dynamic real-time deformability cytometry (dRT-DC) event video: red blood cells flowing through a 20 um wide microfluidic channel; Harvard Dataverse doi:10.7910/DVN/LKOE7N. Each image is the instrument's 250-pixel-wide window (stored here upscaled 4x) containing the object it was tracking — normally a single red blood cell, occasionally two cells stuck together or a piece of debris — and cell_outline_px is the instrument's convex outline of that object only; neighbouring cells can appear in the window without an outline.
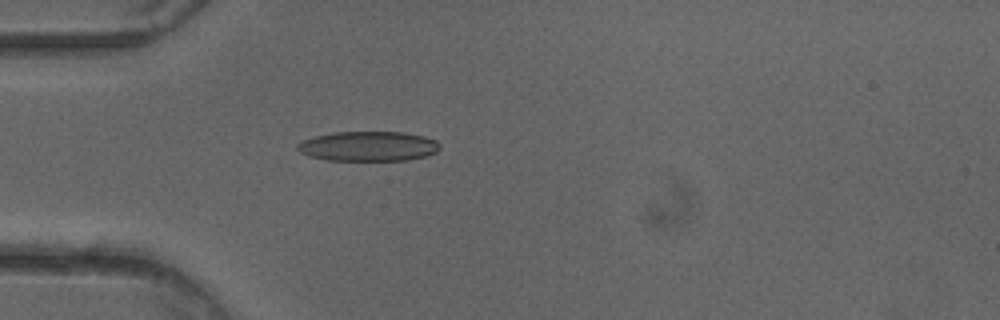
{"species": "common noctule bat (a hibernating species)", "species_latin": "Nyctalus noctula", "temperature_condition": "cold", "stored_images_in_passage": 51, "camera_frame_rate_fps": 3000, "um_per_image_px": 0.085, "animal": {"sex": "female"}, "frame": {"image": 1, "passage_image": 15, "time_ms": 4.667, "image_size_px": [1000, 320], "cell_outline_px": [[440, 148], [436, 152], [424, 156], [408, 160], [328, 160], [308, 156], [300, 152], [296, 148], [296, 144], [300, 140], [312, 136], [332, 132], [404, 132], [424, 136], [436, 140], [440, 144]], "centroid_in_image_um": [31.26, 12.42], "position_along_channel_um": 53.7, "area_um2": 24.97}}
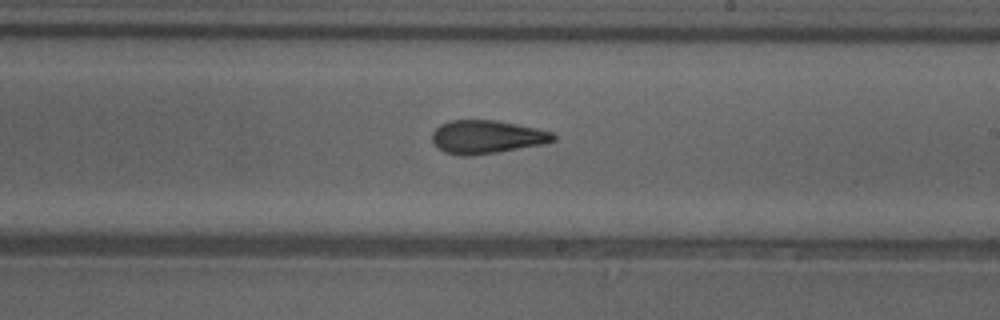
{"frame": {"image": 2, "passage_image": 30, "time_ms": 9.667, "image_size_px": [1000, 320], "cell_outline_px": [[556, 140], [544, 144], [496, 152], [468, 156], [460, 156], [444, 152], [432, 140], [432, 132], [440, 124], [452, 120], [496, 120], [536, 128], [552, 132], [556, 136]], "centroid_in_image_um": [41.38, 11.63], "position_along_channel_um": 247.6, "area_um2": 23.41}}
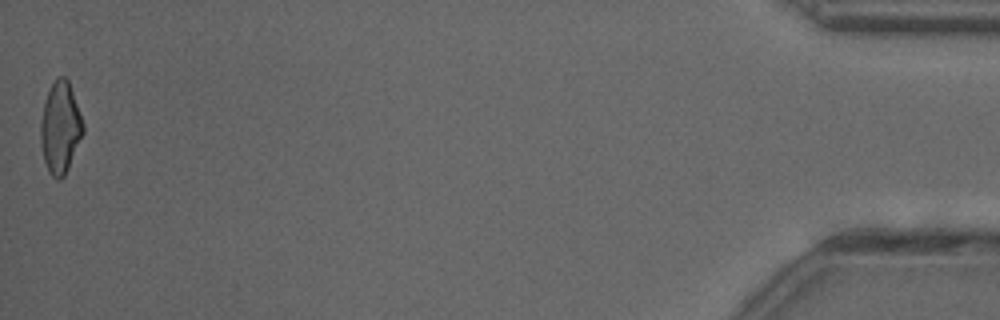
{"frame": {"image": 3, "passage_image": 51, "time_ms": 16.667, "image_size_px": [1000, 320], "cell_outline_px": [[84, 132], [68, 168], [64, 176], [60, 180], [56, 180], [48, 172], [44, 160], [40, 144], [40, 124], [44, 104], [48, 88], [60, 76], [64, 76], [68, 80], [84, 124]], "centroid_in_image_um": [5.11, 10.88], "position_along_channel_um": 430.1, "area_um2": 22.6}, "authors_computed_cell_mechanics": {"area_um2": 23.7558, "velocity_mm_per_s": 4.0327, "shape_relaxation_time_tau1_ms": null, "shape_relaxation_time_tau2_ms": 2.2126, "deformation_change_tau1": null, "deformation_change_tau2": 0.1055}}